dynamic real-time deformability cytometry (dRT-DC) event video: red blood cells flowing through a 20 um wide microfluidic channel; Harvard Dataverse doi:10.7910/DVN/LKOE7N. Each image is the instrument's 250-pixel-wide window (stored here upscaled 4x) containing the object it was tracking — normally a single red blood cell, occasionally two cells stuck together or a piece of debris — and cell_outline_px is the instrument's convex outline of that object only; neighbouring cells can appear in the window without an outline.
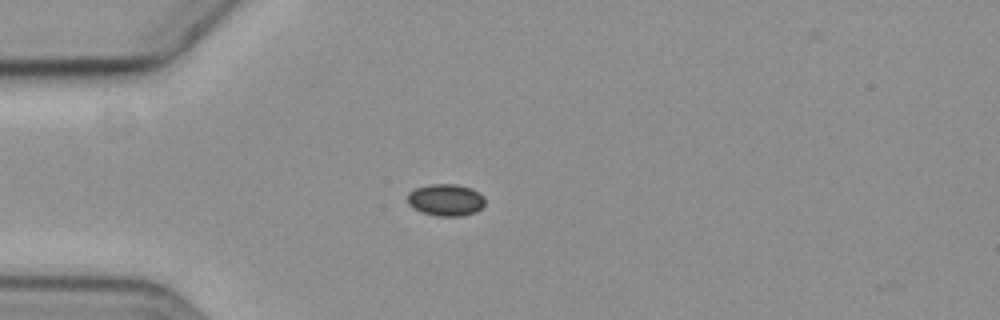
{"species": "common noctule bat (a hibernating species)", "species_latin": "Nyctalus noctula", "temperature_condition": "cold", "stored_images_in_passage": 6, "camera_frame_rate_fps": 3000, "um_per_image_px": 0.085, "animal": {"sex": "female", "body_mass_g": 19.3, "forearm_length_mm": 54.1}, "frame": {"image": 1, "passage_image": 5, "time_ms": 5.667, "image_size_px": [1000, 320], "cell_outline_px": [[484, 204], [476, 212], [464, 216], [436, 216], [420, 212], [412, 208], [408, 204], [408, 192], [416, 188], [432, 184], [456, 184], [472, 188], [484, 196]], "centroid_in_image_um": [37.88, 17.0], "position_along_channel_um": 47.1, "area_um2": 14.57}}